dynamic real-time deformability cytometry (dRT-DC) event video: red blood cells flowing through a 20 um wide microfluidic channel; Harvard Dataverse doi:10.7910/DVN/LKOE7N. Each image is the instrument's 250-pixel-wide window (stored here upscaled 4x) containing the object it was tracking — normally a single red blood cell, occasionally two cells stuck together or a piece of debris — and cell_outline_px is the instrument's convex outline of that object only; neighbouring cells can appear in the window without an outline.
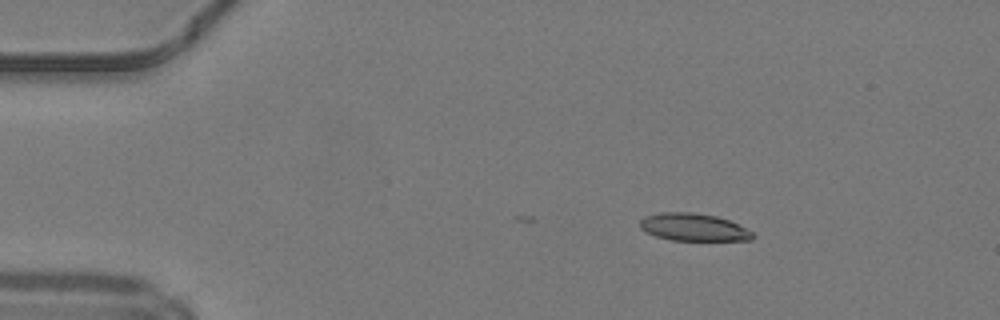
{"species": "common noctule bat (a hibernating species)", "species_latin": "Nyctalus noctula", "temperature_condition": "warm", "stored_images_in_passage": 4, "camera_frame_rate_fps": 3000, "um_per_image_px": 0.085, "animal": {"sex": "male", "body_mass_g": 19.2, "forearm_length_mm": 51.8}, "frame": {"image": 1, "passage_image": 4, "time_ms": 1.0, "image_size_px": [1000, 320], "cell_outline_px": [[756, 236], [752, 240], [672, 240], [656, 236], [644, 232], [640, 228], [640, 220], [644, 216], [660, 212], [692, 212], [716, 216], [728, 220], [752, 232]], "centroid_in_image_um": [58.9, 19.31], "position_along_channel_um": 26.1, "area_um2": 18.03}}